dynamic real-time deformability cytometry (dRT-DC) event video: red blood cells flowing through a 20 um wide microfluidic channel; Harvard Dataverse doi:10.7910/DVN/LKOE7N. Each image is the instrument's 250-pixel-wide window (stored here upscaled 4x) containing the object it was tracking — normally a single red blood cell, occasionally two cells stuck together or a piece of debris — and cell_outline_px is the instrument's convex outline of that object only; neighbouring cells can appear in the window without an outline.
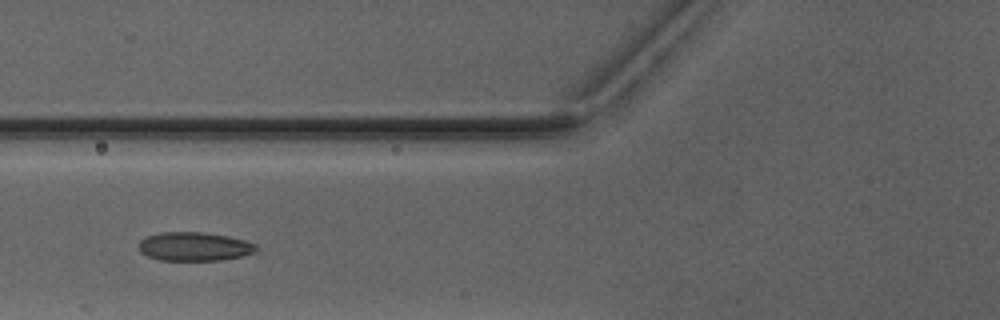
{"species": "Egyptian fruit bat (a non-hibernating species)", "species_latin": "Rousettus aegyptiacus", "temperature_condition": "warm", "stored_images_in_passage": 6, "camera_frame_rate_fps": 3000, "um_per_image_px": 0.085, "animal": {"sex": "male"}, "frame": {"image": 1, "passage_image": 5, "time_ms": 4.667, "image_size_px": [1000, 320], "cell_outline_px": [[256, 252], [240, 256], [220, 260], [160, 260], [148, 256], [140, 252], [140, 240], [148, 236], [160, 232], [200, 232], [228, 236], [244, 240], [256, 244]], "centroid_in_image_um": [16.51, 20.95], "position_along_channel_um": 109.3, "area_um2": 19.48}}
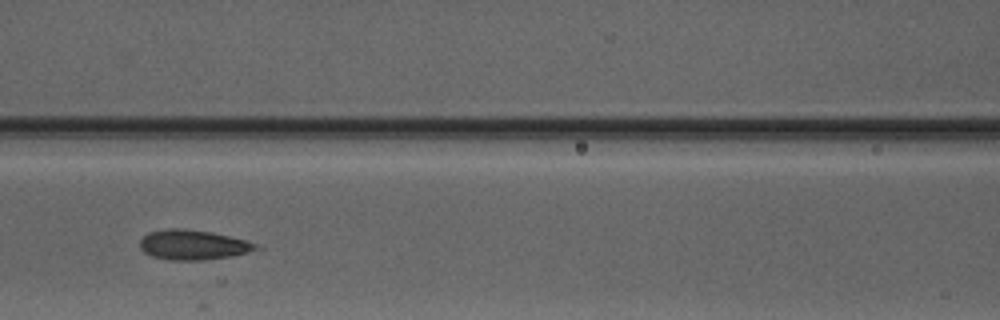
{"frame": {"image": 2, "passage_image": 6, "time_ms": 5.667, "image_size_px": [1000, 320], "cell_outline_px": [[264, 248], [232, 256], [200, 260], [168, 260], [152, 256], [144, 252], [140, 248], [140, 240], [148, 232], [168, 228], [184, 228], [212, 232], [244, 240], [256, 244]], "centroid_in_image_um": [16.4, 20.81], "position_along_channel_um": 150.2, "area_um2": 20.23}}